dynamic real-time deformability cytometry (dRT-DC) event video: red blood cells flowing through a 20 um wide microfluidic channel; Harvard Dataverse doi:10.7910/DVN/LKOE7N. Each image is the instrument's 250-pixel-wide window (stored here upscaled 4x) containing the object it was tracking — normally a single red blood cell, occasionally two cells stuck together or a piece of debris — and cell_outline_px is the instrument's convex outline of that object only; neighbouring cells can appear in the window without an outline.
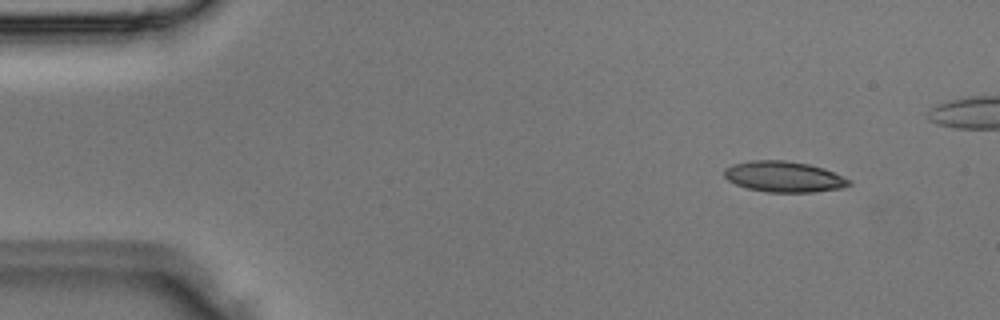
{"species": "Egyptian fruit bat (a non-hibernating species)", "species_latin": "Rousettus aegyptiacus", "temperature_condition": "room temperature", "stored_images_in_passage": 4, "camera_frame_rate_fps": 3000, "um_per_image_px": 0.085, "animal": {"sex": "male"}, "frame": {"image": 1, "passage_image": 1, "time_ms": 0.0, "image_size_px": [1000, 320], "cell_outline_px": [[852, 184], [840, 188], [812, 192], [768, 192], [748, 188], [736, 184], [728, 180], [724, 176], [724, 168], [732, 164], [752, 160], [784, 160], [808, 164], [824, 168], [852, 180]], "centroid_in_image_um": [66.63, 15.01], "position_along_channel_um": 18.4, "area_um2": 22.37}}